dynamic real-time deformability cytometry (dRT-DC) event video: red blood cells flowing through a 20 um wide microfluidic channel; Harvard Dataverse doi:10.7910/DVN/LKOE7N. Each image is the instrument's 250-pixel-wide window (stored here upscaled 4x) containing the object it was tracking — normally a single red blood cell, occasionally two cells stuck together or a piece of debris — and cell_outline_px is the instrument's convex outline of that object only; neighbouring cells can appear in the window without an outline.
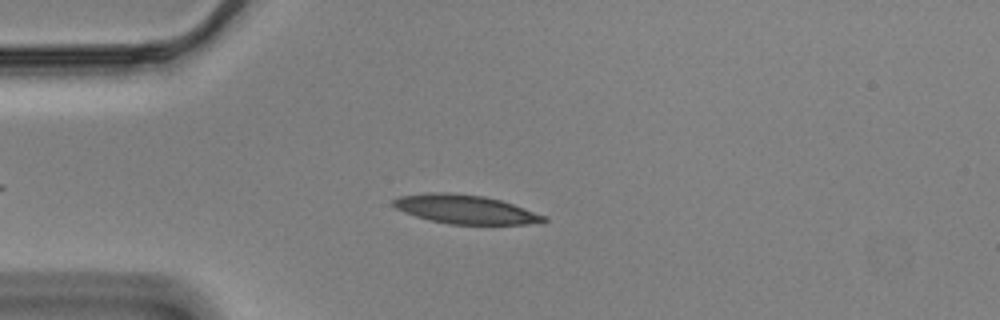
{"species": "Egyptian fruit bat (a non-hibernating species)", "species_latin": "Rousettus aegyptiacus", "temperature_condition": "cold", "stored_images_in_passage": 48, "camera_frame_rate_fps": 3000, "um_per_image_px": 0.085, "animal": {"sex": "male"}, "frame": {"image": 1, "passage_image": 10, "time_ms": 3.0, "image_size_px": [1000, 320], "cell_outline_px": [[548, 220], [528, 224], [448, 224], [428, 220], [404, 212], [396, 208], [392, 204], [392, 200], [400, 196], [432, 192], [448, 192], [484, 196], [500, 200], [548, 216]], "centroid_in_image_um": [39.54, 17.79], "position_along_channel_um": 45.5, "area_um2": 25.2}}
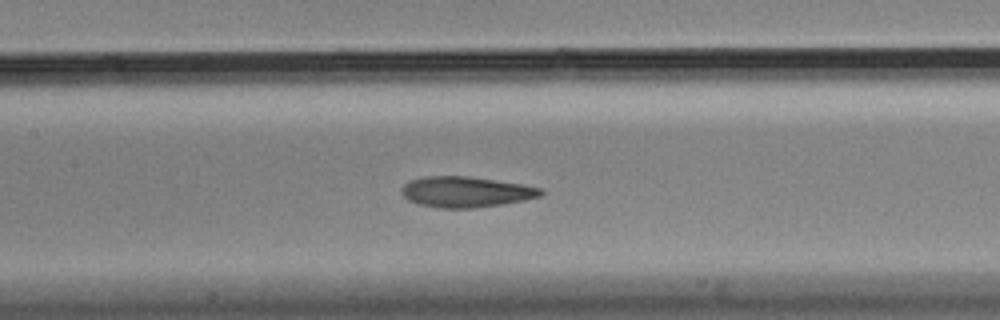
{"frame": {"image": 2, "passage_image": 22, "time_ms": 7.0, "image_size_px": [1000, 320], "cell_outline_px": [[544, 192], [540, 196], [524, 200], [500, 204], [472, 208], [436, 208], [416, 204], [408, 200], [400, 192], [404, 184], [408, 180], [424, 176], [468, 176], [520, 184], [544, 188]], "centroid_in_image_um": [39.55, 16.31], "position_along_channel_um": 167.9, "area_um2": 24.97}}
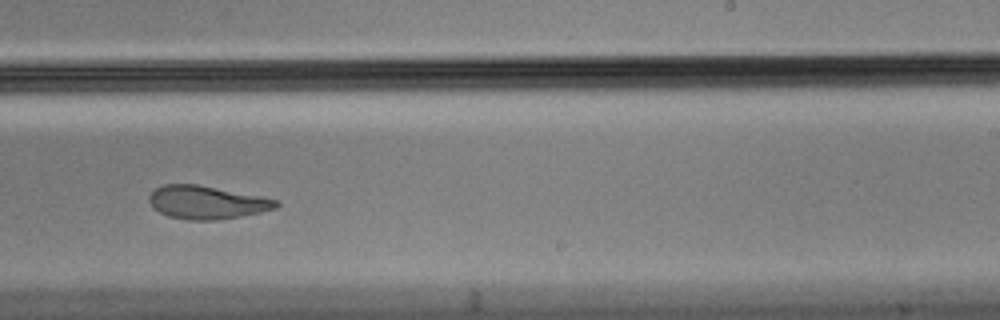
{"frame": {"image": 3, "passage_image": 31, "time_ms": 10.0, "image_size_px": [1000, 320], "cell_outline_px": [[280, 204], [276, 208], [260, 212], [240, 216], [216, 220], [188, 220], [168, 216], [160, 212], [148, 200], [148, 196], [156, 188], [164, 184], [196, 184], [260, 196], [280, 200]], "centroid_in_image_um": [17.59, 17.2], "position_along_channel_um": 271.4, "area_um2": 24.33}, "authors_computed_cell_mechanics": {"area_um2": 25.1719, "velocity_mm_per_s": 3.4671, "shape_relaxation_time_tau1_ms": null, "shape_relaxation_time_tau2_ms": 1.8088, "deformation_change_tau1": null, "deformation_change_tau2": 0.0783}}